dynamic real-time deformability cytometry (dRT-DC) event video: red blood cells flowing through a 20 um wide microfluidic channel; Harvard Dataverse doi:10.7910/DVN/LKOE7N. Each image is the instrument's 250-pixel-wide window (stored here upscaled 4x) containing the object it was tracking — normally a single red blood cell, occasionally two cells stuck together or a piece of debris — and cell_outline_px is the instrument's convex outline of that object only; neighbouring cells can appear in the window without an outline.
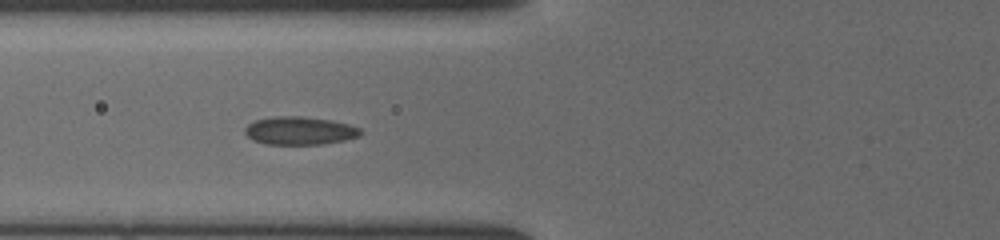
{"species": "common noctule bat (a hibernating species)", "species_latin": "Nyctalus noctula", "temperature_condition": "cold", "stored_images_in_passage": 37, "segment_of_instrument_passage": [1, 2], "camera_frame_rate_fps": 3000, "um_per_image_px": 0.085, "animal": {"sex": "female", "body_mass_g": 19.5, "forearm_length_mm": 54.1}, "frame": {"image": 1, "passage_image": 6, "time_ms": 1.667, "image_size_px": [1000, 240], "cell_outline_px": [[360, 136], [344, 140], [324, 144], [264, 144], [252, 140], [244, 132], [244, 128], [248, 124], [256, 120], [280, 116], [300, 116], [328, 120], [348, 124], [360, 128]], "centroid_in_image_um": [25.44, 11.12], "position_along_channel_um": 100.4, "area_um2": 18.73}}
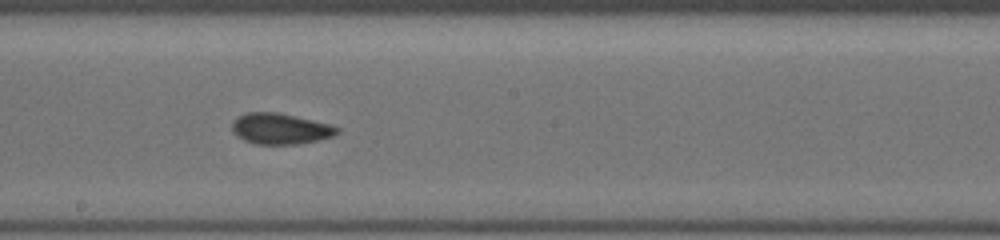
{"frame": {"image": 2, "passage_image": 15, "time_ms": 4.667, "image_size_px": [1000, 240], "cell_outline_px": [[340, 132], [332, 136], [320, 140], [296, 144], [256, 144], [244, 140], [232, 128], [232, 124], [240, 116], [248, 112], [276, 112], [328, 124], [340, 128]], "centroid_in_image_um": [23.87, 10.95], "position_along_channel_um": 224.3, "area_um2": 18.44}}
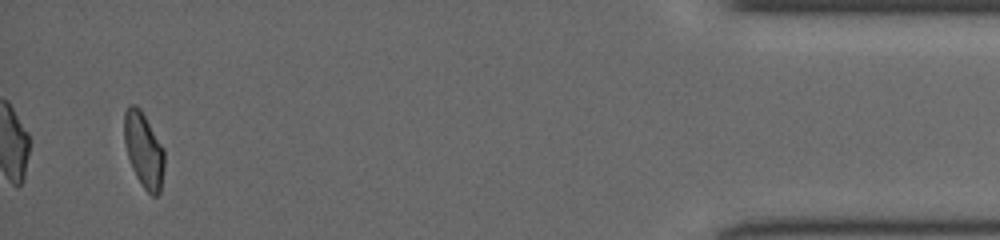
{"frame": {"image": 3, "passage_image": 34, "time_ms": 11.0, "image_size_px": [1000, 240], "cell_outline_px": [[164, 164], [160, 192], [156, 196], [152, 196], [144, 188], [136, 176], [132, 168], [128, 156], [124, 140], [124, 112], [128, 104], [136, 104], [140, 108], [164, 148]], "centroid_in_image_um": [12.21, 12.72], "position_along_channel_um": 423.0, "area_um2": 17.57}}